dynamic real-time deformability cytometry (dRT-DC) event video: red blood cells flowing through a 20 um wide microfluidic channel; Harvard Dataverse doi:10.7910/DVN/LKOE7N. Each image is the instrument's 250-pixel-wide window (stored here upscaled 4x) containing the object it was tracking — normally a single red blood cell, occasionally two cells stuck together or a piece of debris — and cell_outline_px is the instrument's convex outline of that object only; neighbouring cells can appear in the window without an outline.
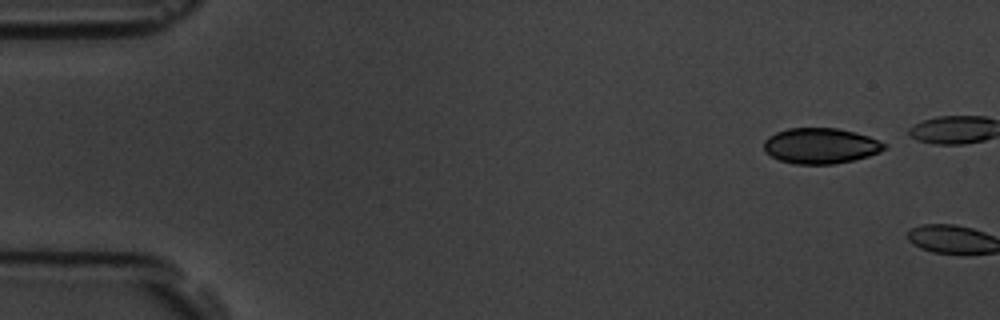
{"species": "common noctule bat (a hibernating species)", "species_latin": "Nyctalus noctula", "temperature_condition": "room temperature", "stored_images_in_passage": 2, "camera_frame_rate_fps": 3000, "um_per_image_px": 0.085, "animal": {"sex": "male", "body_mass_g": 19.5, "forearm_length_mm": 54.6}, "frame": {"image": 1, "passage_image": 1, "time_ms": 0.0, "image_size_px": [1000, 320], "cell_outline_px": [[888, 148], [880, 152], [868, 156], [852, 160], [832, 164], [796, 164], [780, 160], [764, 152], [764, 140], [768, 136], [776, 132], [788, 128], [836, 128], [856, 132], [868, 136], [888, 144]], "centroid_in_image_um": [69.76, 12.39], "position_along_channel_um": 15.2, "area_um2": 25.09}}